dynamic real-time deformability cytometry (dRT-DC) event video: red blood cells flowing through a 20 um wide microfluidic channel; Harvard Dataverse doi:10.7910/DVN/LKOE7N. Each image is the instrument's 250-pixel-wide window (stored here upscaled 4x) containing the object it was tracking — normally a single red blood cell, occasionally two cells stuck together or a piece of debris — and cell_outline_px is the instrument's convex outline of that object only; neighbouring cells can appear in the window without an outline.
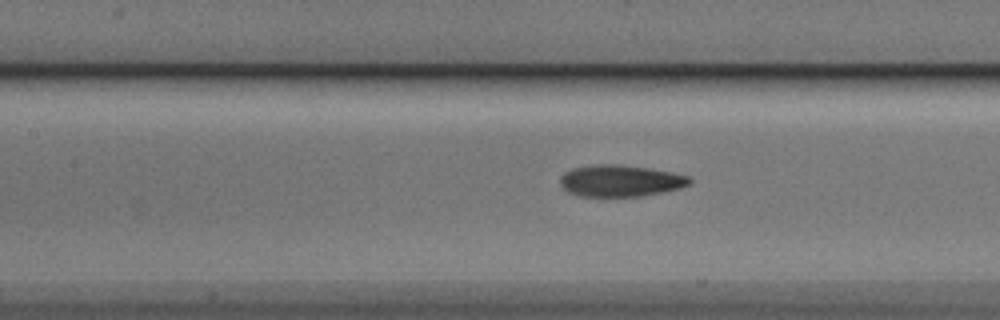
{"species": "Egyptian fruit bat (a non-hibernating species)", "species_latin": "Rousettus aegyptiacus", "temperature_condition": "cold", "stored_images_in_passage": 30, "camera_frame_rate_fps": 3000, "um_per_image_px": 0.085, "animal": {"sex": "male"}, "frame": {"image": 1, "passage_image": 8, "time_ms": 2.333, "image_size_px": [1000, 320], "cell_outline_px": [[692, 180], [688, 184], [680, 188], [664, 192], [640, 196], [580, 196], [568, 192], [560, 184], [560, 180], [564, 172], [572, 168], [596, 164], [616, 164], [648, 168], [688, 176]], "centroid_in_image_um": [52.7, 15.37], "position_along_channel_um": 154.7, "area_um2": 23.64}}
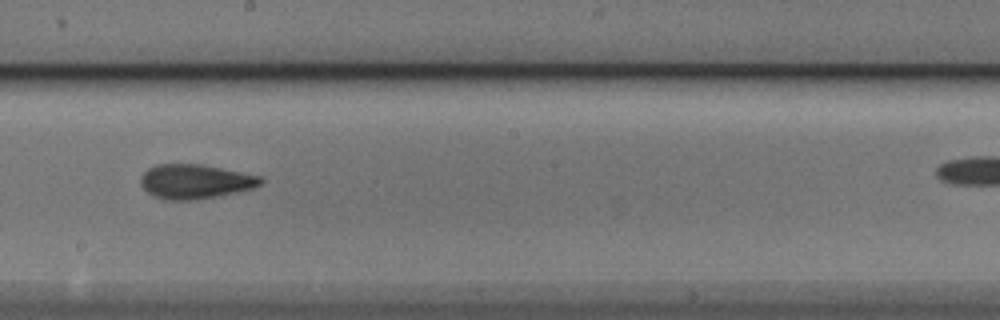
{"frame": {"image": 2, "passage_image": 14, "time_ms": 4.333, "image_size_px": [1000, 320], "cell_outline_px": [[264, 180], [256, 188], [220, 196], [196, 200], [164, 200], [148, 192], [140, 184], [140, 176], [148, 168], [156, 164], [204, 164], [260, 176]], "centroid_in_image_um": [16.6, 15.43], "position_along_channel_um": 231.6, "area_um2": 24.33}}
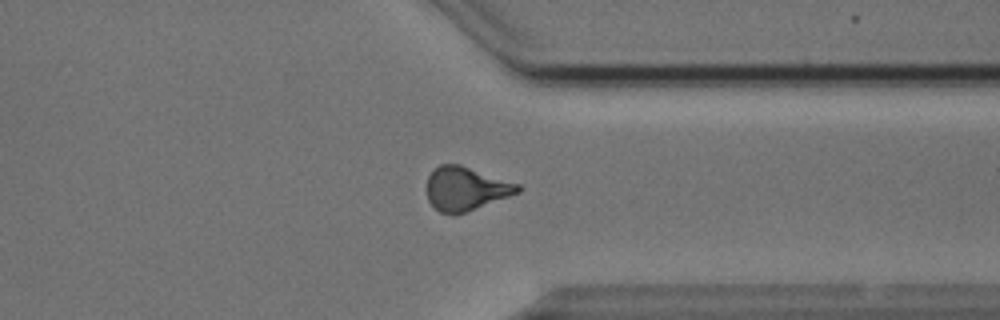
{"frame": {"image": 3, "passage_image": 25, "time_ms": 8.0, "image_size_px": [1000, 320], "cell_outline_px": [[524, 188], [520, 192], [456, 216], [440, 212], [428, 200], [428, 176], [432, 168], [440, 164], [460, 164], [520, 184]], "centroid_in_image_um": [39.61, 16.03], "position_along_channel_um": 371.8, "area_um2": 23.35}, "authors_computed_cell_mechanics": {"area_um2": 23.4668, "velocity_mm_per_s": 3.8537, "shape_relaxation_time_tau1_ms": 3.9757, "shape_relaxation_time_tau2_ms": 2.9484, "deformation_change_tau1": 0.1541, "deformation_change_tau2": 0.0826}}